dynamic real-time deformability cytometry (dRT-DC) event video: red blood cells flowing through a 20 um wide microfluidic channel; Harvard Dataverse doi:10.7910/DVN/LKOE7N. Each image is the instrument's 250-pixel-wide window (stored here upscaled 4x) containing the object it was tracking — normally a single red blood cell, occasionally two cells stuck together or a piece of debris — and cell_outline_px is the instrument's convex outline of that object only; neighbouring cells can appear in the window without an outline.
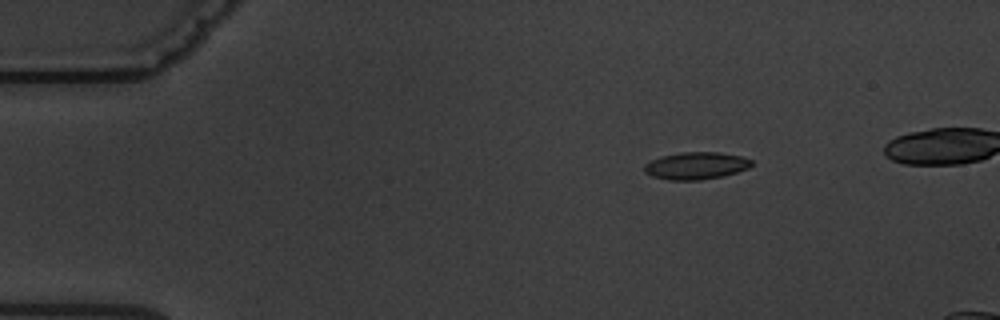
{"species": "common noctule bat (a hibernating species)", "species_latin": "Nyctalus noctula", "temperature_condition": "warm", "stored_images_in_passage": 6, "camera_frame_rate_fps": 3000, "um_per_image_px": 0.085, "animal": {"sex": "male", "body_mass_g": 19.5, "forearm_length_mm": 54.6}, "frame": {"image": 1, "passage_image": 3, "time_ms": 2.333, "image_size_px": [1000, 320], "cell_outline_px": [[752, 164], [748, 168], [724, 176], [700, 180], [668, 180], [652, 176], [644, 172], [644, 164], [652, 160], [664, 156], [680, 152], [720, 152], [740, 156], [752, 160]], "centroid_in_image_um": [59.16, 14.09], "position_along_channel_um": 25.8, "area_um2": 16.99}}